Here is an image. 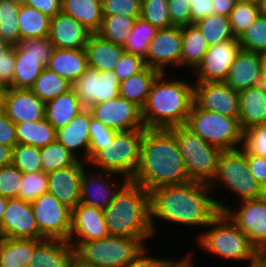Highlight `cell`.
Segmentation results:
<instances>
[{
	"mask_svg": "<svg viewBox=\"0 0 266 267\" xmlns=\"http://www.w3.org/2000/svg\"><path fill=\"white\" fill-rule=\"evenodd\" d=\"M89 161L105 147V145L113 142L115 134L118 132L112 128L105 126L101 121L91 118L89 127Z\"/></svg>",
	"mask_w": 266,
	"mask_h": 267,
	"instance_id": "49",
	"label": "cell"
},
{
	"mask_svg": "<svg viewBox=\"0 0 266 267\" xmlns=\"http://www.w3.org/2000/svg\"><path fill=\"white\" fill-rule=\"evenodd\" d=\"M98 79V103L106 102L119 96L120 81L113 71L100 72Z\"/></svg>",
	"mask_w": 266,
	"mask_h": 267,
	"instance_id": "55",
	"label": "cell"
},
{
	"mask_svg": "<svg viewBox=\"0 0 266 267\" xmlns=\"http://www.w3.org/2000/svg\"><path fill=\"white\" fill-rule=\"evenodd\" d=\"M0 47H12L11 44L6 43L5 41L2 40V38L0 37Z\"/></svg>",
	"mask_w": 266,
	"mask_h": 267,
	"instance_id": "73",
	"label": "cell"
},
{
	"mask_svg": "<svg viewBox=\"0 0 266 267\" xmlns=\"http://www.w3.org/2000/svg\"><path fill=\"white\" fill-rule=\"evenodd\" d=\"M263 58V67H264V75H266V52L262 53Z\"/></svg>",
	"mask_w": 266,
	"mask_h": 267,
	"instance_id": "72",
	"label": "cell"
},
{
	"mask_svg": "<svg viewBox=\"0 0 266 267\" xmlns=\"http://www.w3.org/2000/svg\"><path fill=\"white\" fill-rule=\"evenodd\" d=\"M35 249V239L0 237V267H28Z\"/></svg>",
	"mask_w": 266,
	"mask_h": 267,
	"instance_id": "32",
	"label": "cell"
},
{
	"mask_svg": "<svg viewBox=\"0 0 266 267\" xmlns=\"http://www.w3.org/2000/svg\"><path fill=\"white\" fill-rule=\"evenodd\" d=\"M0 237L14 239H46L39 231L31 203L18 198L8 199L0 223Z\"/></svg>",
	"mask_w": 266,
	"mask_h": 267,
	"instance_id": "15",
	"label": "cell"
},
{
	"mask_svg": "<svg viewBox=\"0 0 266 267\" xmlns=\"http://www.w3.org/2000/svg\"><path fill=\"white\" fill-rule=\"evenodd\" d=\"M90 34L81 23L62 12L50 20L48 37L54 48L85 49Z\"/></svg>",
	"mask_w": 266,
	"mask_h": 267,
	"instance_id": "23",
	"label": "cell"
},
{
	"mask_svg": "<svg viewBox=\"0 0 266 267\" xmlns=\"http://www.w3.org/2000/svg\"><path fill=\"white\" fill-rule=\"evenodd\" d=\"M250 1H252L254 3H259L261 0H250Z\"/></svg>",
	"mask_w": 266,
	"mask_h": 267,
	"instance_id": "77",
	"label": "cell"
},
{
	"mask_svg": "<svg viewBox=\"0 0 266 267\" xmlns=\"http://www.w3.org/2000/svg\"><path fill=\"white\" fill-rule=\"evenodd\" d=\"M191 24L215 14L214 4L212 0H191Z\"/></svg>",
	"mask_w": 266,
	"mask_h": 267,
	"instance_id": "61",
	"label": "cell"
},
{
	"mask_svg": "<svg viewBox=\"0 0 266 267\" xmlns=\"http://www.w3.org/2000/svg\"><path fill=\"white\" fill-rule=\"evenodd\" d=\"M170 130L175 134L190 181L210 185L216 176L223 151L204 141L185 125Z\"/></svg>",
	"mask_w": 266,
	"mask_h": 267,
	"instance_id": "7",
	"label": "cell"
},
{
	"mask_svg": "<svg viewBox=\"0 0 266 267\" xmlns=\"http://www.w3.org/2000/svg\"><path fill=\"white\" fill-rule=\"evenodd\" d=\"M209 184L189 181L181 185L158 187L150 192V223L153 218L184 226H205L220 213L215 198L209 197ZM155 225V226H154Z\"/></svg>",
	"mask_w": 266,
	"mask_h": 267,
	"instance_id": "1",
	"label": "cell"
},
{
	"mask_svg": "<svg viewBox=\"0 0 266 267\" xmlns=\"http://www.w3.org/2000/svg\"><path fill=\"white\" fill-rule=\"evenodd\" d=\"M258 259L266 265V244L259 250Z\"/></svg>",
	"mask_w": 266,
	"mask_h": 267,
	"instance_id": "67",
	"label": "cell"
},
{
	"mask_svg": "<svg viewBox=\"0 0 266 267\" xmlns=\"http://www.w3.org/2000/svg\"><path fill=\"white\" fill-rule=\"evenodd\" d=\"M136 18L121 15H103L101 27L97 34L109 42L124 46Z\"/></svg>",
	"mask_w": 266,
	"mask_h": 267,
	"instance_id": "40",
	"label": "cell"
},
{
	"mask_svg": "<svg viewBox=\"0 0 266 267\" xmlns=\"http://www.w3.org/2000/svg\"><path fill=\"white\" fill-rule=\"evenodd\" d=\"M145 247L138 255L126 264L124 267H166L171 259H159L153 256H147Z\"/></svg>",
	"mask_w": 266,
	"mask_h": 267,
	"instance_id": "62",
	"label": "cell"
},
{
	"mask_svg": "<svg viewBox=\"0 0 266 267\" xmlns=\"http://www.w3.org/2000/svg\"><path fill=\"white\" fill-rule=\"evenodd\" d=\"M103 15L141 16L142 0H101Z\"/></svg>",
	"mask_w": 266,
	"mask_h": 267,
	"instance_id": "52",
	"label": "cell"
},
{
	"mask_svg": "<svg viewBox=\"0 0 266 267\" xmlns=\"http://www.w3.org/2000/svg\"><path fill=\"white\" fill-rule=\"evenodd\" d=\"M144 130L118 131L113 142L105 145L88 163L131 180L139 166Z\"/></svg>",
	"mask_w": 266,
	"mask_h": 267,
	"instance_id": "8",
	"label": "cell"
},
{
	"mask_svg": "<svg viewBox=\"0 0 266 267\" xmlns=\"http://www.w3.org/2000/svg\"><path fill=\"white\" fill-rule=\"evenodd\" d=\"M185 126L222 151L240 149L236 146L243 143V130L238 118L198 108L194 103Z\"/></svg>",
	"mask_w": 266,
	"mask_h": 267,
	"instance_id": "9",
	"label": "cell"
},
{
	"mask_svg": "<svg viewBox=\"0 0 266 267\" xmlns=\"http://www.w3.org/2000/svg\"><path fill=\"white\" fill-rule=\"evenodd\" d=\"M104 211L109 235L138 238L144 245L153 236L150 192L130 180Z\"/></svg>",
	"mask_w": 266,
	"mask_h": 267,
	"instance_id": "4",
	"label": "cell"
},
{
	"mask_svg": "<svg viewBox=\"0 0 266 267\" xmlns=\"http://www.w3.org/2000/svg\"><path fill=\"white\" fill-rule=\"evenodd\" d=\"M140 17L157 29L173 27L168 0H142Z\"/></svg>",
	"mask_w": 266,
	"mask_h": 267,
	"instance_id": "47",
	"label": "cell"
},
{
	"mask_svg": "<svg viewBox=\"0 0 266 267\" xmlns=\"http://www.w3.org/2000/svg\"><path fill=\"white\" fill-rule=\"evenodd\" d=\"M73 267H87V266L82 265L81 263H79V262L76 260L75 263H74V266H73Z\"/></svg>",
	"mask_w": 266,
	"mask_h": 267,
	"instance_id": "74",
	"label": "cell"
},
{
	"mask_svg": "<svg viewBox=\"0 0 266 267\" xmlns=\"http://www.w3.org/2000/svg\"><path fill=\"white\" fill-rule=\"evenodd\" d=\"M264 76L263 58L260 53L241 49L224 81L236 91L261 84Z\"/></svg>",
	"mask_w": 266,
	"mask_h": 267,
	"instance_id": "22",
	"label": "cell"
},
{
	"mask_svg": "<svg viewBox=\"0 0 266 267\" xmlns=\"http://www.w3.org/2000/svg\"><path fill=\"white\" fill-rule=\"evenodd\" d=\"M260 15L266 16V0H261L259 3Z\"/></svg>",
	"mask_w": 266,
	"mask_h": 267,
	"instance_id": "68",
	"label": "cell"
},
{
	"mask_svg": "<svg viewBox=\"0 0 266 267\" xmlns=\"http://www.w3.org/2000/svg\"><path fill=\"white\" fill-rule=\"evenodd\" d=\"M11 47H0V58L10 49Z\"/></svg>",
	"mask_w": 266,
	"mask_h": 267,
	"instance_id": "71",
	"label": "cell"
},
{
	"mask_svg": "<svg viewBox=\"0 0 266 267\" xmlns=\"http://www.w3.org/2000/svg\"><path fill=\"white\" fill-rule=\"evenodd\" d=\"M216 202L220 212L227 214L258 251L266 244V194L260 198L242 200L238 210L218 200Z\"/></svg>",
	"mask_w": 266,
	"mask_h": 267,
	"instance_id": "12",
	"label": "cell"
},
{
	"mask_svg": "<svg viewBox=\"0 0 266 267\" xmlns=\"http://www.w3.org/2000/svg\"><path fill=\"white\" fill-rule=\"evenodd\" d=\"M182 31V52L180 65L193 67L194 69L201 62L209 45L195 24L181 27Z\"/></svg>",
	"mask_w": 266,
	"mask_h": 267,
	"instance_id": "34",
	"label": "cell"
},
{
	"mask_svg": "<svg viewBox=\"0 0 266 267\" xmlns=\"http://www.w3.org/2000/svg\"><path fill=\"white\" fill-rule=\"evenodd\" d=\"M238 0H212L214 4L215 14L229 17Z\"/></svg>",
	"mask_w": 266,
	"mask_h": 267,
	"instance_id": "63",
	"label": "cell"
},
{
	"mask_svg": "<svg viewBox=\"0 0 266 267\" xmlns=\"http://www.w3.org/2000/svg\"><path fill=\"white\" fill-rule=\"evenodd\" d=\"M8 198L2 197L0 195V223L2 221L3 214L7 208Z\"/></svg>",
	"mask_w": 266,
	"mask_h": 267,
	"instance_id": "66",
	"label": "cell"
},
{
	"mask_svg": "<svg viewBox=\"0 0 266 267\" xmlns=\"http://www.w3.org/2000/svg\"><path fill=\"white\" fill-rule=\"evenodd\" d=\"M2 104L3 112L15 124L45 118V103L30 89L4 88Z\"/></svg>",
	"mask_w": 266,
	"mask_h": 267,
	"instance_id": "18",
	"label": "cell"
},
{
	"mask_svg": "<svg viewBox=\"0 0 266 267\" xmlns=\"http://www.w3.org/2000/svg\"><path fill=\"white\" fill-rule=\"evenodd\" d=\"M191 258L187 255L185 259H182L176 262V260L173 261V259L168 263L166 267H193V264H191Z\"/></svg>",
	"mask_w": 266,
	"mask_h": 267,
	"instance_id": "65",
	"label": "cell"
},
{
	"mask_svg": "<svg viewBox=\"0 0 266 267\" xmlns=\"http://www.w3.org/2000/svg\"><path fill=\"white\" fill-rule=\"evenodd\" d=\"M245 153L266 158V124L255 125L243 131V145Z\"/></svg>",
	"mask_w": 266,
	"mask_h": 267,
	"instance_id": "50",
	"label": "cell"
},
{
	"mask_svg": "<svg viewBox=\"0 0 266 267\" xmlns=\"http://www.w3.org/2000/svg\"><path fill=\"white\" fill-rule=\"evenodd\" d=\"M241 49L256 53L266 52V16L259 15L248 29L238 37Z\"/></svg>",
	"mask_w": 266,
	"mask_h": 267,
	"instance_id": "45",
	"label": "cell"
},
{
	"mask_svg": "<svg viewBox=\"0 0 266 267\" xmlns=\"http://www.w3.org/2000/svg\"><path fill=\"white\" fill-rule=\"evenodd\" d=\"M217 181L235 192L241 201L260 198L266 194L263 187L251 175L247 163V153L242 149L221 153L217 173L210 187H216Z\"/></svg>",
	"mask_w": 266,
	"mask_h": 267,
	"instance_id": "10",
	"label": "cell"
},
{
	"mask_svg": "<svg viewBox=\"0 0 266 267\" xmlns=\"http://www.w3.org/2000/svg\"><path fill=\"white\" fill-rule=\"evenodd\" d=\"M260 85L262 86L264 94H265V97H266V75L263 76V79H262Z\"/></svg>",
	"mask_w": 266,
	"mask_h": 267,
	"instance_id": "70",
	"label": "cell"
},
{
	"mask_svg": "<svg viewBox=\"0 0 266 267\" xmlns=\"http://www.w3.org/2000/svg\"><path fill=\"white\" fill-rule=\"evenodd\" d=\"M85 50L88 67L100 72L113 71L125 52L123 46L113 44L97 33L90 34Z\"/></svg>",
	"mask_w": 266,
	"mask_h": 267,
	"instance_id": "27",
	"label": "cell"
},
{
	"mask_svg": "<svg viewBox=\"0 0 266 267\" xmlns=\"http://www.w3.org/2000/svg\"><path fill=\"white\" fill-rule=\"evenodd\" d=\"M182 52V31L180 26L158 29L149 43L146 66L166 73V65H179Z\"/></svg>",
	"mask_w": 266,
	"mask_h": 267,
	"instance_id": "17",
	"label": "cell"
},
{
	"mask_svg": "<svg viewBox=\"0 0 266 267\" xmlns=\"http://www.w3.org/2000/svg\"><path fill=\"white\" fill-rule=\"evenodd\" d=\"M4 87L0 84V96H3Z\"/></svg>",
	"mask_w": 266,
	"mask_h": 267,
	"instance_id": "76",
	"label": "cell"
},
{
	"mask_svg": "<svg viewBox=\"0 0 266 267\" xmlns=\"http://www.w3.org/2000/svg\"><path fill=\"white\" fill-rule=\"evenodd\" d=\"M84 109L76 92L71 89L45 103V118L58 130L66 126Z\"/></svg>",
	"mask_w": 266,
	"mask_h": 267,
	"instance_id": "29",
	"label": "cell"
},
{
	"mask_svg": "<svg viewBox=\"0 0 266 267\" xmlns=\"http://www.w3.org/2000/svg\"><path fill=\"white\" fill-rule=\"evenodd\" d=\"M40 155L43 172L46 173L73 165L78 160L57 139L41 147Z\"/></svg>",
	"mask_w": 266,
	"mask_h": 267,
	"instance_id": "42",
	"label": "cell"
},
{
	"mask_svg": "<svg viewBox=\"0 0 266 267\" xmlns=\"http://www.w3.org/2000/svg\"><path fill=\"white\" fill-rule=\"evenodd\" d=\"M75 249L61 239H35V249L28 267H73Z\"/></svg>",
	"mask_w": 266,
	"mask_h": 267,
	"instance_id": "24",
	"label": "cell"
},
{
	"mask_svg": "<svg viewBox=\"0 0 266 267\" xmlns=\"http://www.w3.org/2000/svg\"><path fill=\"white\" fill-rule=\"evenodd\" d=\"M61 12L72 16L91 34L99 31L103 20L101 0H62Z\"/></svg>",
	"mask_w": 266,
	"mask_h": 267,
	"instance_id": "30",
	"label": "cell"
},
{
	"mask_svg": "<svg viewBox=\"0 0 266 267\" xmlns=\"http://www.w3.org/2000/svg\"><path fill=\"white\" fill-rule=\"evenodd\" d=\"M249 267H266V265L259 259H257L255 262L250 263Z\"/></svg>",
	"mask_w": 266,
	"mask_h": 267,
	"instance_id": "69",
	"label": "cell"
},
{
	"mask_svg": "<svg viewBox=\"0 0 266 267\" xmlns=\"http://www.w3.org/2000/svg\"><path fill=\"white\" fill-rule=\"evenodd\" d=\"M15 131L18 144L41 148L56 140V129L46 118L36 122L18 123Z\"/></svg>",
	"mask_w": 266,
	"mask_h": 267,
	"instance_id": "35",
	"label": "cell"
},
{
	"mask_svg": "<svg viewBox=\"0 0 266 267\" xmlns=\"http://www.w3.org/2000/svg\"><path fill=\"white\" fill-rule=\"evenodd\" d=\"M16 124L3 112H0V144L14 148L18 144Z\"/></svg>",
	"mask_w": 266,
	"mask_h": 267,
	"instance_id": "58",
	"label": "cell"
},
{
	"mask_svg": "<svg viewBox=\"0 0 266 267\" xmlns=\"http://www.w3.org/2000/svg\"><path fill=\"white\" fill-rule=\"evenodd\" d=\"M160 72L146 66L141 72L120 82L119 96L135 103L141 109L146 103L151 86Z\"/></svg>",
	"mask_w": 266,
	"mask_h": 267,
	"instance_id": "31",
	"label": "cell"
},
{
	"mask_svg": "<svg viewBox=\"0 0 266 267\" xmlns=\"http://www.w3.org/2000/svg\"><path fill=\"white\" fill-rule=\"evenodd\" d=\"M3 111L2 96H0V112Z\"/></svg>",
	"mask_w": 266,
	"mask_h": 267,
	"instance_id": "75",
	"label": "cell"
},
{
	"mask_svg": "<svg viewBox=\"0 0 266 267\" xmlns=\"http://www.w3.org/2000/svg\"><path fill=\"white\" fill-rule=\"evenodd\" d=\"M239 123L242 130L266 124V97L261 85L238 91Z\"/></svg>",
	"mask_w": 266,
	"mask_h": 267,
	"instance_id": "28",
	"label": "cell"
},
{
	"mask_svg": "<svg viewBox=\"0 0 266 267\" xmlns=\"http://www.w3.org/2000/svg\"><path fill=\"white\" fill-rule=\"evenodd\" d=\"M40 233L46 239L69 241L72 210L51 193L40 195L31 203Z\"/></svg>",
	"mask_w": 266,
	"mask_h": 267,
	"instance_id": "11",
	"label": "cell"
},
{
	"mask_svg": "<svg viewBox=\"0 0 266 267\" xmlns=\"http://www.w3.org/2000/svg\"><path fill=\"white\" fill-rule=\"evenodd\" d=\"M87 162L77 160L73 165L47 173L48 192L73 210L81 200V179Z\"/></svg>",
	"mask_w": 266,
	"mask_h": 267,
	"instance_id": "19",
	"label": "cell"
},
{
	"mask_svg": "<svg viewBox=\"0 0 266 267\" xmlns=\"http://www.w3.org/2000/svg\"><path fill=\"white\" fill-rule=\"evenodd\" d=\"M89 110L95 119L116 131L145 128L142 119V109L121 96L94 104Z\"/></svg>",
	"mask_w": 266,
	"mask_h": 267,
	"instance_id": "13",
	"label": "cell"
},
{
	"mask_svg": "<svg viewBox=\"0 0 266 267\" xmlns=\"http://www.w3.org/2000/svg\"><path fill=\"white\" fill-rule=\"evenodd\" d=\"M107 236H109V233L104 211L79 202L72 210L71 231L68 242L92 241L104 239ZM75 238L78 240L76 241Z\"/></svg>",
	"mask_w": 266,
	"mask_h": 267,
	"instance_id": "20",
	"label": "cell"
},
{
	"mask_svg": "<svg viewBox=\"0 0 266 267\" xmlns=\"http://www.w3.org/2000/svg\"><path fill=\"white\" fill-rule=\"evenodd\" d=\"M194 24L201 31L209 46L238 39L232 32L230 20L227 16L212 14Z\"/></svg>",
	"mask_w": 266,
	"mask_h": 267,
	"instance_id": "38",
	"label": "cell"
},
{
	"mask_svg": "<svg viewBox=\"0 0 266 267\" xmlns=\"http://www.w3.org/2000/svg\"><path fill=\"white\" fill-rule=\"evenodd\" d=\"M130 181L149 192L190 181L175 134L170 129L145 128L139 166Z\"/></svg>",
	"mask_w": 266,
	"mask_h": 267,
	"instance_id": "2",
	"label": "cell"
},
{
	"mask_svg": "<svg viewBox=\"0 0 266 267\" xmlns=\"http://www.w3.org/2000/svg\"><path fill=\"white\" fill-rule=\"evenodd\" d=\"M160 73L154 80L145 105L142 119L145 128L170 129L185 125L194 103V84L183 80L165 79Z\"/></svg>",
	"mask_w": 266,
	"mask_h": 267,
	"instance_id": "3",
	"label": "cell"
},
{
	"mask_svg": "<svg viewBox=\"0 0 266 267\" xmlns=\"http://www.w3.org/2000/svg\"><path fill=\"white\" fill-rule=\"evenodd\" d=\"M23 4L41 11L49 18L61 13L62 0H21Z\"/></svg>",
	"mask_w": 266,
	"mask_h": 267,
	"instance_id": "60",
	"label": "cell"
},
{
	"mask_svg": "<svg viewBox=\"0 0 266 267\" xmlns=\"http://www.w3.org/2000/svg\"><path fill=\"white\" fill-rule=\"evenodd\" d=\"M157 30L156 27L152 26L142 17L136 18L133 29L123 46L125 52L145 59L147 57L149 43L152 41Z\"/></svg>",
	"mask_w": 266,
	"mask_h": 267,
	"instance_id": "41",
	"label": "cell"
},
{
	"mask_svg": "<svg viewBox=\"0 0 266 267\" xmlns=\"http://www.w3.org/2000/svg\"><path fill=\"white\" fill-rule=\"evenodd\" d=\"M92 113L89 109L82 110L66 126L56 130V139L64 145L78 160L89 162V142ZM80 148L83 153L78 156ZM78 149V150H76ZM80 157V158H79Z\"/></svg>",
	"mask_w": 266,
	"mask_h": 267,
	"instance_id": "25",
	"label": "cell"
},
{
	"mask_svg": "<svg viewBox=\"0 0 266 267\" xmlns=\"http://www.w3.org/2000/svg\"><path fill=\"white\" fill-rule=\"evenodd\" d=\"M207 227L210 229L197 238L205 251L227 260L253 263L258 259V249L225 212H220Z\"/></svg>",
	"mask_w": 266,
	"mask_h": 267,
	"instance_id": "5",
	"label": "cell"
},
{
	"mask_svg": "<svg viewBox=\"0 0 266 267\" xmlns=\"http://www.w3.org/2000/svg\"><path fill=\"white\" fill-rule=\"evenodd\" d=\"M71 89L72 83L45 67L30 90L43 103H47Z\"/></svg>",
	"mask_w": 266,
	"mask_h": 267,
	"instance_id": "37",
	"label": "cell"
},
{
	"mask_svg": "<svg viewBox=\"0 0 266 267\" xmlns=\"http://www.w3.org/2000/svg\"><path fill=\"white\" fill-rule=\"evenodd\" d=\"M48 192V177L46 172L23 173L18 199L32 203L40 195Z\"/></svg>",
	"mask_w": 266,
	"mask_h": 267,
	"instance_id": "48",
	"label": "cell"
},
{
	"mask_svg": "<svg viewBox=\"0 0 266 267\" xmlns=\"http://www.w3.org/2000/svg\"><path fill=\"white\" fill-rule=\"evenodd\" d=\"M15 62V46H12L0 58V84L4 88L10 87L13 83Z\"/></svg>",
	"mask_w": 266,
	"mask_h": 267,
	"instance_id": "57",
	"label": "cell"
},
{
	"mask_svg": "<svg viewBox=\"0 0 266 267\" xmlns=\"http://www.w3.org/2000/svg\"><path fill=\"white\" fill-rule=\"evenodd\" d=\"M240 50L238 39L209 46L201 62L194 69L196 82H224Z\"/></svg>",
	"mask_w": 266,
	"mask_h": 267,
	"instance_id": "16",
	"label": "cell"
},
{
	"mask_svg": "<svg viewBox=\"0 0 266 267\" xmlns=\"http://www.w3.org/2000/svg\"><path fill=\"white\" fill-rule=\"evenodd\" d=\"M21 2V0H0V37L12 46H17L21 41L18 25Z\"/></svg>",
	"mask_w": 266,
	"mask_h": 267,
	"instance_id": "39",
	"label": "cell"
},
{
	"mask_svg": "<svg viewBox=\"0 0 266 267\" xmlns=\"http://www.w3.org/2000/svg\"><path fill=\"white\" fill-rule=\"evenodd\" d=\"M260 15L258 3L238 0L229 15L232 32L236 38L241 36Z\"/></svg>",
	"mask_w": 266,
	"mask_h": 267,
	"instance_id": "43",
	"label": "cell"
},
{
	"mask_svg": "<svg viewBox=\"0 0 266 267\" xmlns=\"http://www.w3.org/2000/svg\"><path fill=\"white\" fill-rule=\"evenodd\" d=\"M23 173L13 164L0 168V195L12 199L18 198Z\"/></svg>",
	"mask_w": 266,
	"mask_h": 267,
	"instance_id": "51",
	"label": "cell"
},
{
	"mask_svg": "<svg viewBox=\"0 0 266 267\" xmlns=\"http://www.w3.org/2000/svg\"><path fill=\"white\" fill-rule=\"evenodd\" d=\"M13 148L0 144V168L12 164Z\"/></svg>",
	"mask_w": 266,
	"mask_h": 267,
	"instance_id": "64",
	"label": "cell"
},
{
	"mask_svg": "<svg viewBox=\"0 0 266 267\" xmlns=\"http://www.w3.org/2000/svg\"><path fill=\"white\" fill-rule=\"evenodd\" d=\"M18 46L29 56L43 57L44 67L47 66L54 49L49 37L24 39L19 42Z\"/></svg>",
	"mask_w": 266,
	"mask_h": 267,
	"instance_id": "54",
	"label": "cell"
},
{
	"mask_svg": "<svg viewBox=\"0 0 266 267\" xmlns=\"http://www.w3.org/2000/svg\"><path fill=\"white\" fill-rule=\"evenodd\" d=\"M100 77V71L88 67L85 73L72 83V89L86 109L98 103V79Z\"/></svg>",
	"mask_w": 266,
	"mask_h": 267,
	"instance_id": "44",
	"label": "cell"
},
{
	"mask_svg": "<svg viewBox=\"0 0 266 267\" xmlns=\"http://www.w3.org/2000/svg\"><path fill=\"white\" fill-rule=\"evenodd\" d=\"M15 71L11 88L31 89L43 69V57L27 55L18 45L15 46Z\"/></svg>",
	"mask_w": 266,
	"mask_h": 267,
	"instance_id": "33",
	"label": "cell"
},
{
	"mask_svg": "<svg viewBox=\"0 0 266 267\" xmlns=\"http://www.w3.org/2000/svg\"><path fill=\"white\" fill-rule=\"evenodd\" d=\"M145 67V60L142 57L129 52H124L113 72L116 74L119 81L122 82L141 72Z\"/></svg>",
	"mask_w": 266,
	"mask_h": 267,
	"instance_id": "53",
	"label": "cell"
},
{
	"mask_svg": "<svg viewBox=\"0 0 266 267\" xmlns=\"http://www.w3.org/2000/svg\"><path fill=\"white\" fill-rule=\"evenodd\" d=\"M69 243L75 249L76 260L87 267H124L145 248L138 238L112 235Z\"/></svg>",
	"mask_w": 266,
	"mask_h": 267,
	"instance_id": "6",
	"label": "cell"
},
{
	"mask_svg": "<svg viewBox=\"0 0 266 267\" xmlns=\"http://www.w3.org/2000/svg\"><path fill=\"white\" fill-rule=\"evenodd\" d=\"M12 164L22 173L43 171L40 148L26 144H16L13 148Z\"/></svg>",
	"mask_w": 266,
	"mask_h": 267,
	"instance_id": "46",
	"label": "cell"
},
{
	"mask_svg": "<svg viewBox=\"0 0 266 267\" xmlns=\"http://www.w3.org/2000/svg\"><path fill=\"white\" fill-rule=\"evenodd\" d=\"M191 0H168L170 19L173 26H187L191 24Z\"/></svg>",
	"mask_w": 266,
	"mask_h": 267,
	"instance_id": "56",
	"label": "cell"
},
{
	"mask_svg": "<svg viewBox=\"0 0 266 267\" xmlns=\"http://www.w3.org/2000/svg\"><path fill=\"white\" fill-rule=\"evenodd\" d=\"M87 173V170L83 171L81 179V200L80 202L85 205L94 206L99 209H106L108 205L114 200L118 191L129 181L127 178H124L123 183L118 187L115 181L110 179L112 175H117L116 173L103 171L102 173H97L94 175ZM98 174V175H97ZM112 174V175H111ZM105 175V176H104ZM102 178V179H101ZM115 182V183H114ZM110 183V184H109ZM120 185V188H119Z\"/></svg>",
	"mask_w": 266,
	"mask_h": 267,
	"instance_id": "21",
	"label": "cell"
},
{
	"mask_svg": "<svg viewBox=\"0 0 266 267\" xmlns=\"http://www.w3.org/2000/svg\"><path fill=\"white\" fill-rule=\"evenodd\" d=\"M50 20L41 11L21 2L18 15L21 40L48 37Z\"/></svg>",
	"mask_w": 266,
	"mask_h": 267,
	"instance_id": "36",
	"label": "cell"
},
{
	"mask_svg": "<svg viewBox=\"0 0 266 267\" xmlns=\"http://www.w3.org/2000/svg\"><path fill=\"white\" fill-rule=\"evenodd\" d=\"M46 68L73 83L88 68L86 50L54 48Z\"/></svg>",
	"mask_w": 266,
	"mask_h": 267,
	"instance_id": "26",
	"label": "cell"
},
{
	"mask_svg": "<svg viewBox=\"0 0 266 267\" xmlns=\"http://www.w3.org/2000/svg\"><path fill=\"white\" fill-rule=\"evenodd\" d=\"M247 163L251 175L266 191V158L247 153Z\"/></svg>",
	"mask_w": 266,
	"mask_h": 267,
	"instance_id": "59",
	"label": "cell"
},
{
	"mask_svg": "<svg viewBox=\"0 0 266 267\" xmlns=\"http://www.w3.org/2000/svg\"><path fill=\"white\" fill-rule=\"evenodd\" d=\"M194 104L198 108L231 118L239 117L238 91L225 82H195Z\"/></svg>",
	"mask_w": 266,
	"mask_h": 267,
	"instance_id": "14",
	"label": "cell"
}]
</instances>
